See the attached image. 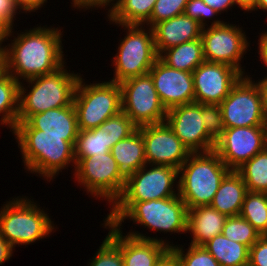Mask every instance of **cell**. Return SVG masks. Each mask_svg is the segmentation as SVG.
<instances>
[{
	"mask_svg": "<svg viewBox=\"0 0 267 266\" xmlns=\"http://www.w3.org/2000/svg\"><path fill=\"white\" fill-rule=\"evenodd\" d=\"M17 33L6 46V72L19 83L56 71L64 61L62 32L58 27L38 26Z\"/></svg>",
	"mask_w": 267,
	"mask_h": 266,
	"instance_id": "1",
	"label": "cell"
},
{
	"mask_svg": "<svg viewBox=\"0 0 267 266\" xmlns=\"http://www.w3.org/2000/svg\"><path fill=\"white\" fill-rule=\"evenodd\" d=\"M12 133L22 154L24 169L28 172L38 173L50 182L71 163L75 170L77 136L39 135L36 129H13Z\"/></svg>",
	"mask_w": 267,
	"mask_h": 266,
	"instance_id": "2",
	"label": "cell"
},
{
	"mask_svg": "<svg viewBox=\"0 0 267 266\" xmlns=\"http://www.w3.org/2000/svg\"><path fill=\"white\" fill-rule=\"evenodd\" d=\"M104 219L121 228L126 219L160 233H187L188 208L177 196L143 202H115Z\"/></svg>",
	"mask_w": 267,
	"mask_h": 266,
	"instance_id": "3",
	"label": "cell"
},
{
	"mask_svg": "<svg viewBox=\"0 0 267 266\" xmlns=\"http://www.w3.org/2000/svg\"><path fill=\"white\" fill-rule=\"evenodd\" d=\"M229 171L214 150L191 153L178 170L176 189L188 209L210 205Z\"/></svg>",
	"mask_w": 267,
	"mask_h": 266,
	"instance_id": "4",
	"label": "cell"
},
{
	"mask_svg": "<svg viewBox=\"0 0 267 266\" xmlns=\"http://www.w3.org/2000/svg\"><path fill=\"white\" fill-rule=\"evenodd\" d=\"M64 67L62 65L52 73L26 80L30 90L23 86L24 83L19 84L18 122L27 121L37 113L67 107L73 103L81 74L74 71L70 73Z\"/></svg>",
	"mask_w": 267,
	"mask_h": 266,
	"instance_id": "5",
	"label": "cell"
},
{
	"mask_svg": "<svg viewBox=\"0 0 267 266\" xmlns=\"http://www.w3.org/2000/svg\"><path fill=\"white\" fill-rule=\"evenodd\" d=\"M54 229L48 213L26 196L12 198L0 209V235L14 249L46 238Z\"/></svg>",
	"mask_w": 267,
	"mask_h": 266,
	"instance_id": "6",
	"label": "cell"
},
{
	"mask_svg": "<svg viewBox=\"0 0 267 266\" xmlns=\"http://www.w3.org/2000/svg\"><path fill=\"white\" fill-rule=\"evenodd\" d=\"M83 80L82 77L78 80L73 104L78 129L90 130L122 111V91L117 82L102 81L88 85Z\"/></svg>",
	"mask_w": 267,
	"mask_h": 266,
	"instance_id": "7",
	"label": "cell"
},
{
	"mask_svg": "<svg viewBox=\"0 0 267 266\" xmlns=\"http://www.w3.org/2000/svg\"><path fill=\"white\" fill-rule=\"evenodd\" d=\"M118 25L126 30V36L120 40L118 51L113 57L115 75L109 81L121 83L149 73L159 56L151 27L146 30L145 25Z\"/></svg>",
	"mask_w": 267,
	"mask_h": 266,
	"instance_id": "8",
	"label": "cell"
},
{
	"mask_svg": "<svg viewBox=\"0 0 267 266\" xmlns=\"http://www.w3.org/2000/svg\"><path fill=\"white\" fill-rule=\"evenodd\" d=\"M74 176L79 185L95 198L108 201L112 206L120 197L126 176L119 169L111 152L93 155L88 158H75Z\"/></svg>",
	"mask_w": 267,
	"mask_h": 266,
	"instance_id": "9",
	"label": "cell"
},
{
	"mask_svg": "<svg viewBox=\"0 0 267 266\" xmlns=\"http://www.w3.org/2000/svg\"><path fill=\"white\" fill-rule=\"evenodd\" d=\"M247 38L239 25L213 20L211 26L203 27L201 32L204 60L229 65L244 76L241 60L249 50Z\"/></svg>",
	"mask_w": 267,
	"mask_h": 266,
	"instance_id": "10",
	"label": "cell"
},
{
	"mask_svg": "<svg viewBox=\"0 0 267 266\" xmlns=\"http://www.w3.org/2000/svg\"><path fill=\"white\" fill-rule=\"evenodd\" d=\"M225 128L267 126V115L260 90L244 75L219 104Z\"/></svg>",
	"mask_w": 267,
	"mask_h": 266,
	"instance_id": "11",
	"label": "cell"
},
{
	"mask_svg": "<svg viewBox=\"0 0 267 266\" xmlns=\"http://www.w3.org/2000/svg\"><path fill=\"white\" fill-rule=\"evenodd\" d=\"M122 91V111L137 126L164 123L167 110L156 92L150 73L119 83Z\"/></svg>",
	"mask_w": 267,
	"mask_h": 266,
	"instance_id": "12",
	"label": "cell"
},
{
	"mask_svg": "<svg viewBox=\"0 0 267 266\" xmlns=\"http://www.w3.org/2000/svg\"><path fill=\"white\" fill-rule=\"evenodd\" d=\"M144 165L126 176L124 189L115 202H143L178 195V169L166 165ZM177 191V193H176Z\"/></svg>",
	"mask_w": 267,
	"mask_h": 266,
	"instance_id": "13",
	"label": "cell"
},
{
	"mask_svg": "<svg viewBox=\"0 0 267 266\" xmlns=\"http://www.w3.org/2000/svg\"><path fill=\"white\" fill-rule=\"evenodd\" d=\"M267 147V126L225 128L214 151L230 170H237Z\"/></svg>",
	"mask_w": 267,
	"mask_h": 266,
	"instance_id": "14",
	"label": "cell"
},
{
	"mask_svg": "<svg viewBox=\"0 0 267 266\" xmlns=\"http://www.w3.org/2000/svg\"><path fill=\"white\" fill-rule=\"evenodd\" d=\"M165 122L190 153L214 150L216 141L205 129L200 103L193 102L170 108L167 110Z\"/></svg>",
	"mask_w": 267,
	"mask_h": 266,
	"instance_id": "15",
	"label": "cell"
},
{
	"mask_svg": "<svg viewBox=\"0 0 267 266\" xmlns=\"http://www.w3.org/2000/svg\"><path fill=\"white\" fill-rule=\"evenodd\" d=\"M144 141L147 164L166 165L179 170L191 154L166 122L137 128Z\"/></svg>",
	"mask_w": 267,
	"mask_h": 266,
	"instance_id": "16",
	"label": "cell"
},
{
	"mask_svg": "<svg viewBox=\"0 0 267 266\" xmlns=\"http://www.w3.org/2000/svg\"><path fill=\"white\" fill-rule=\"evenodd\" d=\"M195 102L220 104L243 76L237 69L222 63L204 61L193 72Z\"/></svg>",
	"mask_w": 267,
	"mask_h": 266,
	"instance_id": "17",
	"label": "cell"
},
{
	"mask_svg": "<svg viewBox=\"0 0 267 266\" xmlns=\"http://www.w3.org/2000/svg\"><path fill=\"white\" fill-rule=\"evenodd\" d=\"M149 73L166 110L195 102L192 72L174 69L158 57Z\"/></svg>",
	"mask_w": 267,
	"mask_h": 266,
	"instance_id": "18",
	"label": "cell"
},
{
	"mask_svg": "<svg viewBox=\"0 0 267 266\" xmlns=\"http://www.w3.org/2000/svg\"><path fill=\"white\" fill-rule=\"evenodd\" d=\"M118 228V248L122 252L124 266H157L170 254L173 244L157 237H149L137 231L122 234Z\"/></svg>",
	"mask_w": 267,
	"mask_h": 266,
	"instance_id": "19",
	"label": "cell"
},
{
	"mask_svg": "<svg viewBox=\"0 0 267 266\" xmlns=\"http://www.w3.org/2000/svg\"><path fill=\"white\" fill-rule=\"evenodd\" d=\"M14 129H36L39 135L53 136H78L79 132L73 103L32 115L27 121L17 122Z\"/></svg>",
	"mask_w": 267,
	"mask_h": 266,
	"instance_id": "20",
	"label": "cell"
},
{
	"mask_svg": "<svg viewBox=\"0 0 267 266\" xmlns=\"http://www.w3.org/2000/svg\"><path fill=\"white\" fill-rule=\"evenodd\" d=\"M202 26L185 14L157 23L152 29L158 56L165 50L201 38Z\"/></svg>",
	"mask_w": 267,
	"mask_h": 266,
	"instance_id": "21",
	"label": "cell"
},
{
	"mask_svg": "<svg viewBox=\"0 0 267 266\" xmlns=\"http://www.w3.org/2000/svg\"><path fill=\"white\" fill-rule=\"evenodd\" d=\"M227 218L211 205L188 209L187 233L192 234L190 244L203 246L216 235L222 234Z\"/></svg>",
	"mask_w": 267,
	"mask_h": 266,
	"instance_id": "22",
	"label": "cell"
},
{
	"mask_svg": "<svg viewBox=\"0 0 267 266\" xmlns=\"http://www.w3.org/2000/svg\"><path fill=\"white\" fill-rule=\"evenodd\" d=\"M247 192L241 175L236 170H230L222 179L210 205L227 217L240 215Z\"/></svg>",
	"mask_w": 267,
	"mask_h": 266,
	"instance_id": "23",
	"label": "cell"
},
{
	"mask_svg": "<svg viewBox=\"0 0 267 266\" xmlns=\"http://www.w3.org/2000/svg\"><path fill=\"white\" fill-rule=\"evenodd\" d=\"M110 152L125 176L147 164L142 133L138 129L129 137L118 141Z\"/></svg>",
	"mask_w": 267,
	"mask_h": 266,
	"instance_id": "24",
	"label": "cell"
},
{
	"mask_svg": "<svg viewBox=\"0 0 267 266\" xmlns=\"http://www.w3.org/2000/svg\"><path fill=\"white\" fill-rule=\"evenodd\" d=\"M159 58L168 66L182 71L193 72L203 63L202 39L182 43L163 51Z\"/></svg>",
	"mask_w": 267,
	"mask_h": 266,
	"instance_id": "25",
	"label": "cell"
},
{
	"mask_svg": "<svg viewBox=\"0 0 267 266\" xmlns=\"http://www.w3.org/2000/svg\"><path fill=\"white\" fill-rule=\"evenodd\" d=\"M157 0H118L108 12L110 23L144 25L151 17Z\"/></svg>",
	"mask_w": 267,
	"mask_h": 266,
	"instance_id": "26",
	"label": "cell"
},
{
	"mask_svg": "<svg viewBox=\"0 0 267 266\" xmlns=\"http://www.w3.org/2000/svg\"><path fill=\"white\" fill-rule=\"evenodd\" d=\"M203 246L221 266H244L249 263V248L227 239L223 234L216 235Z\"/></svg>",
	"mask_w": 267,
	"mask_h": 266,
	"instance_id": "27",
	"label": "cell"
},
{
	"mask_svg": "<svg viewBox=\"0 0 267 266\" xmlns=\"http://www.w3.org/2000/svg\"><path fill=\"white\" fill-rule=\"evenodd\" d=\"M19 84L8 72L0 76V124L11 128L10 131L18 122Z\"/></svg>",
	"mask_w": 267,
	"mask_h": 266,
	"instance_id": "28",
	"label": "cell"
},
{
	"mask_svg": "<svg viewBox=\"0 0 267 266\" xmlns=\"http://www.w3.org/2000/svg\"><path fill=\"white\" fill-rule=\"evenodd\" d=\"M250 192L267 193V147L236 170Z\"/></svg>",
	"mask_w": 267,
	"mask_h": 266,
	"instance_id": "29",
	"label": "cell"
},
{
	"mask_svg": "<svg viewBox=\"0 0 267 266\" xmlns=\"http://www.w3.org/2000/svg\"><path fill=\"white\" fill-rule=\"evenodd\" d=\"M240 215L246 219L260 235L267 236V193L248 191L245 195Z\"/></svg>",
	"mask_w": 267,
	"mask_h": 266,
	"instance_id": "30",
	"label": "cell"
},
{
	"mask_svg": "<svg viewBox=\"0 0 267 266\" xmlns=\"http://www.w3.org/2000/svg\"><path fill=\"white\" fill-rule=\"evenodd\" d=\"M104 228L110 229L108 235L99 246L89 266H124L122 252L118 248V228L105 220ZM108 227V228H107Z\"/></svg>",
	"mask_w": 267,
	"mask_h": 266,
	"instance_id": "31",
	"label": "cell"
},
{
	"mask_svg": "<svg viewBox=\"0 0 267 266\" xmlns=\"http://www.w3.org/2000/svg\"><path fill=\"white\" fill-rule=\"evenodd\" d=\"M110 152L105 132L99 127L79 130L75 143V158H88Z\"/></svg>",
	"mask_w": 267,
	"mask_h": 266,
	"instance_id": "32",
	"label": "cell"
},
{
	"mask_svg": "<svg viewBox=\"0 0 267 266\" xmlns=\"http://www.w3.org/2000/svg\"><path fill=\"white\" fill-rule=\"evenodd\" d=\"M222 234L227 239L246 245L248 248L261 236L241 215L228 217L223 227Z\"/></svg>",
	"mask_w": 267,
	"mask_h": 266,
	"instance_id": "33",
	"label": "cell"
},
{
	"mask_svg": "<svg viewBox=\"0 0 267 266\" xmlns=\"http://www.w3.org/2000/svg\"><path fill=\"white\" fill-rule=\"evenodd\" d=\"M99 128L105 132L107 147L111 150L118 141L129 137L138 127L121 111L105 120Z\"/></svg>",
	"mask_w": 267,
	"mask_h": 266,
	"instance_id": "34",
	"label": "cell"
},
{
	"mask_svg": "<svg viewBox=\"0 0 267 266\" xmlns=\"http://www.w3.org/2000/svg\"><path fill=\"white\" fill-rule=\"evenodd\" d=\"M187 252L182 247L173 245L170 253L179 266H221L204 246L188 245ZM185 253V254H184Z\"/></svg>",
	"mask_w": 267,
	"mask_h": 266,
	"instance_id": "35",
	"label": "cell"
},
{
	"mask_svg": "<svg viewBox=\"0 0 267 266\" xmlns=\"http://www.w3.org/2000/svg\"><path fill=\"white\" fill-rule=\"evenodd\" d=\"M188 0H157L149 21L145 24L153 28L157 23L184 14Z\"/></svg>",
	"mask_w": 267,
	"mask_h": 266,
	"instance_id": "36",
	"label": "cell"
},
{
	"mask_svg": "<svg viewBox=\"0 0 267 266\" xmlns=\"http://www.w3.org/2000/svg\"><path fill=\"white\" fill-rule=\"evenodd\" d=\"M201 112L207 133L216 141L225 130L219 104H201Z\"/></svg>",
	"mask_w": 267,
	"mask_h": 266,
	"instance_id": "37",
	"label": "cell"
},
{
	"mask_svg": "<svg viewBox=\"0 0 267 266\" xmlns=\"http://www.w3.org/2000/svg\"><path fill=\"white\" fill-rule=\"evenodd\" d=\"M184 14L191 19L197 20L202 27L208 26L206 19L213 20L214 16L219 15L215 9L207 5L203 0H188Z\"/></svg>",
	"mask_w": 267,
	"mask_h": 266,
	"instance_id": "38",
	"label": "cell"
},
{
	"mask_svg": "<svg viewBox=\"0 0 267 266\" xmlns=\"http://www.w3.org/2000/svg\"><path fill=\"white\" fill-rule=\"evenodd\" d=\"M249 264L251 266H267V236L260 238L249 248Z\"/></svg>",
	"mask_w": 267,
	"mask_h": 266,
	"instance_id": "39",
	"label": "cell"
},
{
	"mask_svg": "<svg viewBox=\"0 0 267 266\" xmlns=\"http://www.w3.org/2000/svg\"><path fill=\"white\" fill-rule=\"evenodd\" d=\"M17 10H19V8L14 3V0H0V21L10 29L13 28Z\"/></svg>",
	"mask_w": 267,
	"mask_h": 266,
	"instance_id": "40",
	"label": "cell"
},
{
	"mask_svg": "<svg viewBox=\"0 0 267 266\" xmlns=\"http://www.w3.org/2000/svg\"><path fill=\"white\" fill-rule=\"evenodd\" d=\"M118 0H72L71 4L73 5L74 8L77 9H85L89 10L91 8V11L93 8H106V6H110V9L108 12L115 6ZM112 2V3H111ZM111 3V4H110Z\"/></svg>",
	"mask_w": 267,
	"mask_h": 266,
	"instance_id": "41",
	"label": "cell"
},
{
	"mask_svg": "<svg viewBox=\"0 0 267 266\" xmlns=\"http://www.w3.org/2000/svg\"><path fill=\"white\" fill-rule=\"evenodd\" d=\"M46 2L47 0H14V3L20 11L23 10V13L35 12L36 10L42 8Z\"/></svg>",
	"mask_w": 267,
	"mask_h": 266,
	"instance_id": "42",
	"label": "cell"
},
{
	"mask_svg": "<svg viewBox=\"0 0 267 266\" xmlns=\"http://www.w3.org/2000/svg\"><path fill=\"white\" fill-rule=\"evenodd\" d=\"M207 5L215 9L219 14L236 5L235 0H203Z\"/></svg>",
	"mask_w": 267,
	"mask_h": 266,
	"instance_id": "43",
	"label": "cell"
},
{
	"mask_svg": "<svg viewBox=\"0 0 267 266\" xmlns=\"http://www.w3.org/2000/svg\"><path fill=\"white\" fill-rule=\"evenodd\" d=\"M13 246L0 235V265L4 264L13 255Z\"/></svg>",
	"mask_w": 267,
	"mask_h": 266,
	"instance_id": "44",
	"label": "cell"
},
{
	"mask_svg": "<svg viewBox=\"0 0 267 266\" xmlns=\"http://www.w3.org/2000/svg\"><path fill=\"white\" fill-rule=\"evenodd\" d=\"M261 36L259 37L258 42V53H259V58L261 61L264 63V65L267 67V31L265 33L260 34Z\"/></svg>",
	"mask_w": 267,
	"mask_h": 266,
	"instance_id": "45",
	"label": "cell"
},
{
	"mask_svg": "<svg viewBox=\"0 0 267 266\" xmlns=\"http://www.w3.org/2000/svg\"><path fill=\"white\" fill-rule=\"evenodd\" d=\"M13 33H14V31L12 28L10 29L2 21H0V51H6V45L2 46V44L6 40H9L8 37H12Z\"/></svg>",
	"mask_w": 267,
	"mask_h": 266,
	"instance_id": "46",
	"label": "cell"
},
{
	"mask_svg": "<svg viewBox=\"0 0 267 266\" xmlns=\"http://www.w3.org/2000/svg\"><path fill=\"white\" fill-rule=\"evenodd\" d=\"M256 84L260 90L263 106L267 115V76H265L264 79L262 78V80L258 81V83L256 81Z\"/></svg>",
	"mask_w": 267,
	"mask_h": 266,
	"instance_id": "47",
	"label": "cell"
},
{
	"mask_svg": "<svg viewBox=\"0 0 267 266\" xmlns=\"http://www.w3.org/2000/svg\"><path fill=\"white\" fill-rule=\"evenodd\" d=\"M236 5L244 11H251L256 7L258 0H235Z\"/></svg>",
	"mask_w": 267,
	"mask_h": 266,
	"instance_id": "48",
	"label": "cell"
},
{
	"mask_svg": "<svg viewBox=\"0 0 267 266\" xmlns=\"http://www.w3.org/2000/svg\"><path fill=\"white\" fill-rule=\"evenodd\" d=\"M157 266H179L176 259L170 253L164 260H162Z\"/></svg>",
	"mask_w": 267,
	"mask_h": 266,
	"instance_id": "49",
	"label": "cell"
},
{
	"mask_svg": "<svg viewBox=\"0 0 267 266\" xmlns=\"http://www.w3.org/2000/svg\"><path fill=\"white\" fill-rule=\"evenodd\" d=\"M6 72L5 51H0V76Z\"/></svg>",
	"mask_w": 267,
	"mask_h": 266,
	"instance_id": "50",
	"label": "cell"
},
{
	"mask_svg": "<svg viewBox=\"0 0 267 266\" xmlns=\"http://www.w3.org/2000/svg\"><path fill=\"white\" fill-rule=\"evenodd\" d=\"M258 9H261L264 12L267 11V0H258L256 7L252 11H257Z\"/></svg>",
	"mask_w": 267,
	"mask_h": 266,
	"instance_id": "51",
	"label": "cell"
}]
</instances>
